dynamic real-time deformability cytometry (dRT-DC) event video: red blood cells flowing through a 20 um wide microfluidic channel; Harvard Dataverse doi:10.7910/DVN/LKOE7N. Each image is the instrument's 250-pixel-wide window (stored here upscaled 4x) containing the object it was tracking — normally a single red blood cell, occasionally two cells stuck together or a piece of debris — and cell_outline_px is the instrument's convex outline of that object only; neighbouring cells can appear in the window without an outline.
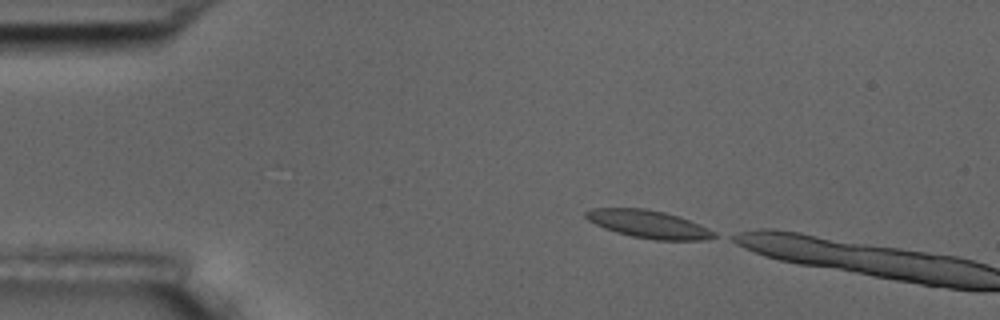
{"species": "common noctule bat (a hibernating species)", "species_latin": "Nyctalus noctula", "temperature_condition": "room temperature", "stored_images_in_passage": 2, "camera_frame_rate_fps": 3000, "um_per_image_px": 0.085, "animal": {"sex": "male", "body_mass_g": 17.5, "forearm_length_mm": 52.3}, "frame": {"image": 1, "passage_image": 1, "time_ms": 0.0, "image_size_px": [1000, 320], "cell_outline_px": [[716, 236], [700, 240], [656, 240], [632, 236], [616, 232], [604, 228], [588, 220], [584, 216], [584, 212], [592, 208], [644, 208], [664, 212], [680, 216], [708, 228], [716, 232]], "centroid_in_image_um": [55.11, 19.04], "position_along_channel_um": 29.9, "area_um2": 20.69}}